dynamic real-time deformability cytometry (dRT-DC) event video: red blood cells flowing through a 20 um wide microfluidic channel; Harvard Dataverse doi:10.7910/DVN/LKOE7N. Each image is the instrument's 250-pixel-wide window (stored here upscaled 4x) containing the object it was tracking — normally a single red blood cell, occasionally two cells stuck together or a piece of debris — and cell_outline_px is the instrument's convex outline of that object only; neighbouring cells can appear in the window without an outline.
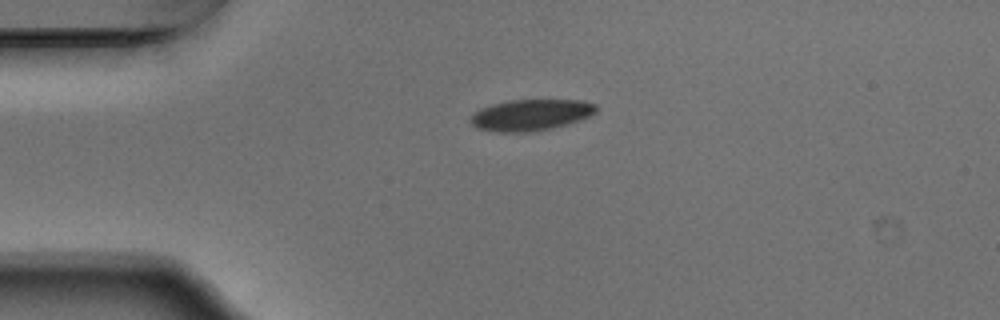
{"species": "Egyptian fruit bat (a non-hibernating species)", "species_latin": "Rousettus aegyptiacus", "temperature_condition": "warm", "stored_images_in_passage": 42, "camera_frame_rate_fps": 3000, "um_per_image_px": 0.085, "animal": {"sex": "male"}, "frame": {"image": 1, "passage_image": 1, "time_ms": 0.0, "image_size_px": [1000, 320], "cell_outline_px": [[596, 112], [580, 120], [552, 128], [528, 132], [500, 132], [476, 128], [468, 120], [468, 116], [480, 108], [492, 104], [512, 100], [580, 100], [596, 104]], "centroid_in_image_um": [45.07, 9.77], "position_along_channel_um": 39.9, "area_um2": 22.89}}
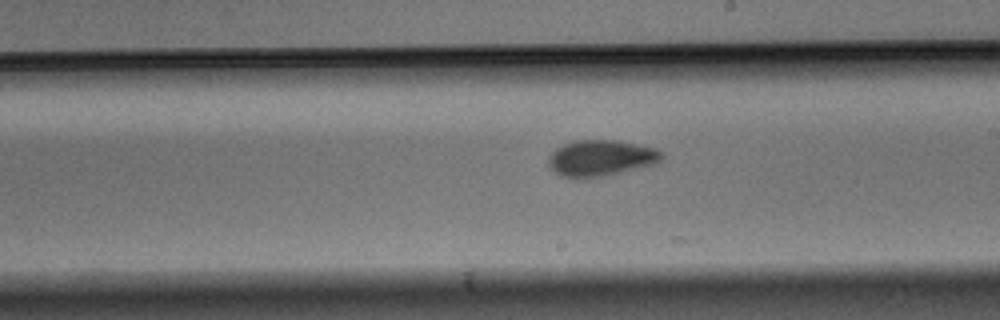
{"frame": {"image": 2, "passage_image": 19, "time_ms": 6.0, "image_size_px": [1000, 320], "cell_outline_px": [[664, 156], [656, 164], [620, 172], [600, 176], [576, 180], [560, 176], [548, 164], [548, 156], [556, 148], [564, 144], [576, 140], [620, 140], [656, 148], [664, 152]], "centroid_in_image_um": [51.08, 13.43], "position_along_channel_um": 237.9, "area_um2": 24.1}}
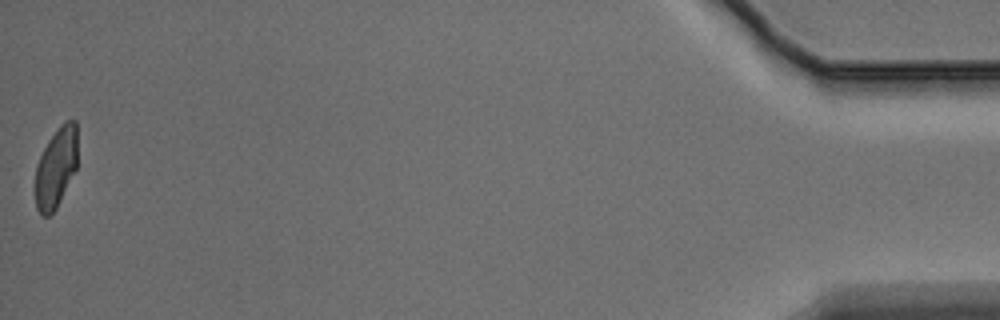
{"frame": {"image": 3, "passage_image": 42, "time_ms": 13.667, "image_size_px": [1000, 320], "cell_outline_px": [[76, 168], [56, 208], [48, 216], [40, 216], [36, 208], [32, 188], [36, 164], [48, 140], [60, 124], [64, 120], [76, 120]], "centroid_in_image_um": [4.69, 14.28], "position_along_channel_um": 430.5, "area_um2": 20.11}, "authors_computed_cell_mechanics": {"area_um2": 22.5998, "velocity_mm_per_s": 3.7688, "shape_relaxation_time_tau1_ms": 3.0893, "shape_relaxation_time_tau2_ms": null, "deformation_change_tau1": 0.1278, "deformation_change_tau2": null}}